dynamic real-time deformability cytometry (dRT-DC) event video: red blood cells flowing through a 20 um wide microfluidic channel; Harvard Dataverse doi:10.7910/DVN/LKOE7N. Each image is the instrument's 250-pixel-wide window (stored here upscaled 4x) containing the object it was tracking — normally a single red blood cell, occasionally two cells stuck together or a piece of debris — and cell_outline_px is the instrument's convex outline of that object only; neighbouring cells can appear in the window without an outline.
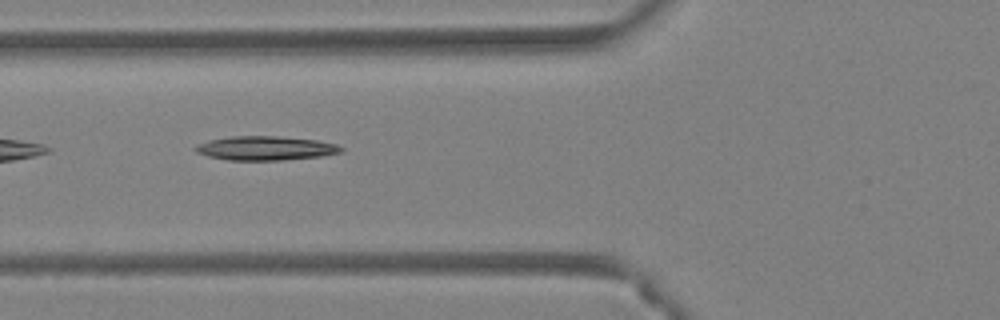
{"species": "Egyptian fruit bat (a non-hibernating species)", "species_latin": "Rousettus aegyptiacus", "temperature_condition": "warm", "stored_images_in_passage": 48, "camera_frame_rate_fps": 3000, "um_per_image_px": 0.085, "animal": {"sex": "female"}, "frame": {"image": 1, "passage_image": 19, "time_ms": 6.0, "image_size_px": [1000, 320], "cell_outline_px": [[344, 152], [324, 156], [284, 160], [228, 160], [208, 156], [196, 152], [192, 148], [208, 140], [232, 136], [276, 136], [316, 140], [336, 144], [344, 148]], "centroid_in_image_um": [22.61, 12.6], "position_along_channel_um": 103.2, "area_um2": 20.52}}
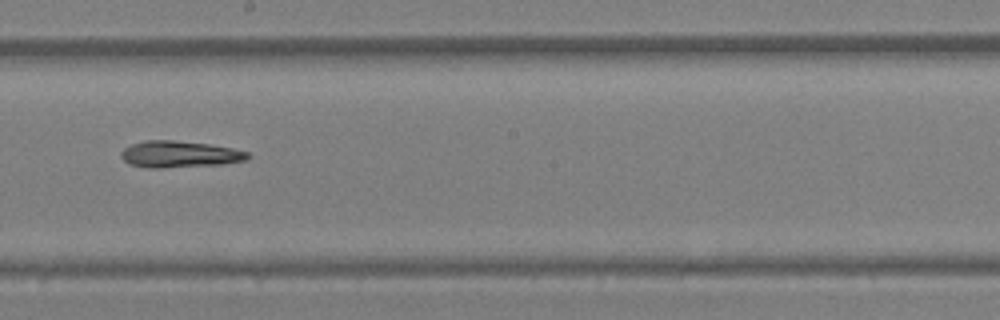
{"frame": {"image": 2, "passage_image": 28, "time_ms": 9.0, "image_size_px": [1000, 320], "cell_outline_px": [[252, 156], [248, 160], [220, 164], [160, 168], [148, 168], [128, 164], [120, 156], [120, 152], [124, 148], [132, 144], [144, 140], [172, 140], [208, 144], [232, 148], [248, 152]], "centroid_in_image_um": [15.25, 13.11], "position_along_channel_um": 233.0, "area_um2": 19.65}}
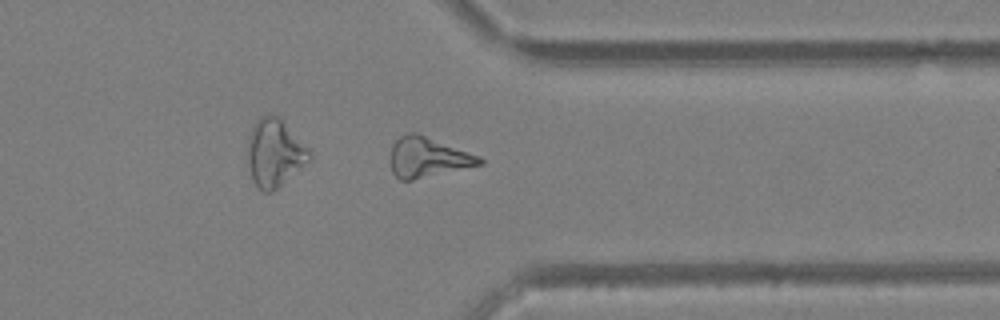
{"frame": {"image": 3, "passage_image": 38, "time_ms": 12.333, "image_size_px": [1000, 320], "cell_outline_px": [[484, 164], [412, 180], [400, 180], [392, 172], [392, 144], [400, 136], [408, 132], [416, 132], [480, 156], [484, 160]], "centroid_in_image_um": [36.38, 13.37], "position_along_channel_um": 375.0, "area_um2": 20.63}}